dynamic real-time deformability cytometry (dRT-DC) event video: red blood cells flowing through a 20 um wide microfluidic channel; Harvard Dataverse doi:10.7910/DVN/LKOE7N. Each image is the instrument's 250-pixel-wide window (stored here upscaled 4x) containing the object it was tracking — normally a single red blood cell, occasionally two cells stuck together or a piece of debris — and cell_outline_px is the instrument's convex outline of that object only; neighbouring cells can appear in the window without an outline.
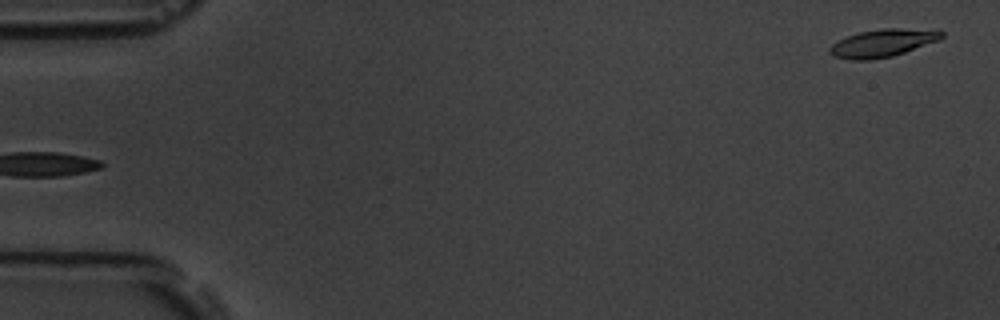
{"species": "common noctule bat (a hibernating species)", "species_latin": "Nyctalus noctula", "temperature_condition": "room temperature", "stored_images_in_passage": 5, "segment_of_instrument_passage": [2, 2], "camera_frame_rate_fps": 3000, "um_per_image_px": 0.085, "animal": {"sex": "male", "body_mass_g": 19.5, "forearm_length_mm": 54.6}, "frame": {"image": 1, "passage_image": 5, "time_ms": 5.667, "image_size_px": [1000, 320], "cell_outline_px": [[944, 36], [940, 40], [892, 56], [868, 60], [852, 60], [832, 56], [828, 52], [828, 48], [832, 44], [848, 36], [860, 32], [884, 28], [940, 28], [944, 32]], "centroid_in_image_um": [75.1, 3.63], "position_along_channel_um": 9.9, "area_um2": 18.38}}